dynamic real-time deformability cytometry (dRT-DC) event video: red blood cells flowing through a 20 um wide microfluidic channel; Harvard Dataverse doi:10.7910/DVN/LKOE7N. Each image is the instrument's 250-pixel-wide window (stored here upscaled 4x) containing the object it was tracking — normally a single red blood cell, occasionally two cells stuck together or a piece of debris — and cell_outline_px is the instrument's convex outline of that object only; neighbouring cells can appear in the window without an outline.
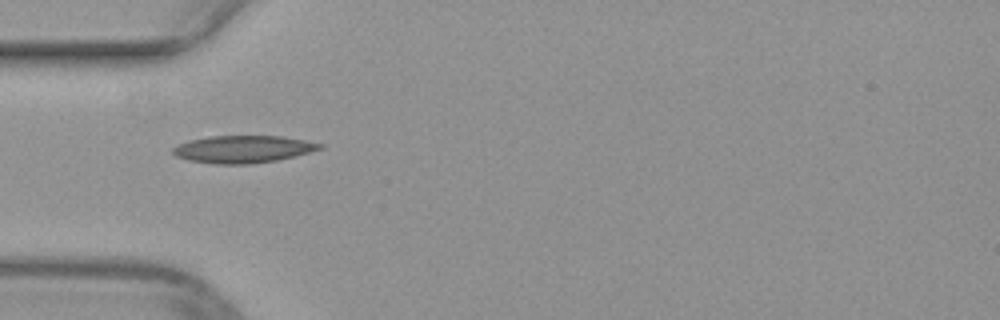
{"species": "common noctule bat (a hibernating species)", "species_latin": "Nyctalus noctula", "temperature_condition": "warm", "stored_images_in_passage": 35, "camera_frame_rate_fps": 3000, "um_per_image_px": 0.085, "animal": {"sex": "female", "body_mass_g": 29.2, "forearm_length_mm": 56.3}, "frame": {"image": 1, "passage_image": 1, "time_ms": 0.0, "image_size_px": [1000, 320], "cell_outline_px": [[324, 148], [276, 160], [252, 164], [216, 164], [188, 160], [176, 156], [172, 152], [172, 148], [188, 140], [208, 136], [280, 136], [304, 140], [324, 144]], "centroid_in_image_um": [20.63, 12.68], "position_along_channel_um": 64.4, "area_um2": 23.29}}
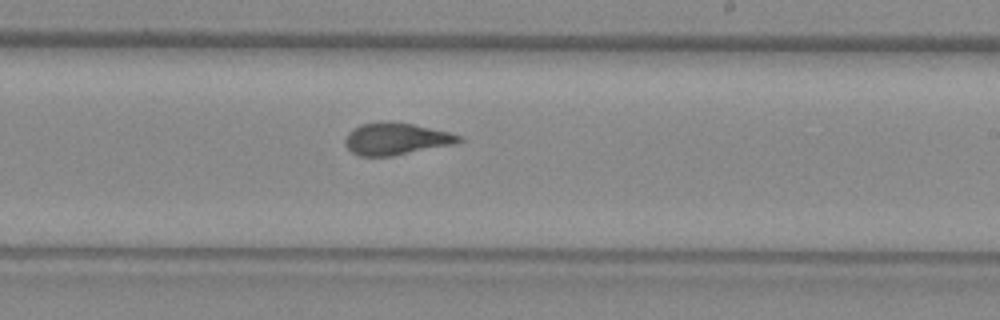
{"frame": {"image": 2, "passage_image": 15, "time_ms": 4.667, "image_size_px": [1000, 320], "cell_outline_px": [[464, 140], [456, 144], [392, 156], [360, 156], [352, 152], [344, 144], [344, 140], [348, 132], [352, 128], [360, 124], [388, 120], [412, 124], [448, 132], [460, 136]], "centroid_in_image_um": [33.64, 11.8], "position_along_channel_um": 255.4, "area_um2": 21.39}}
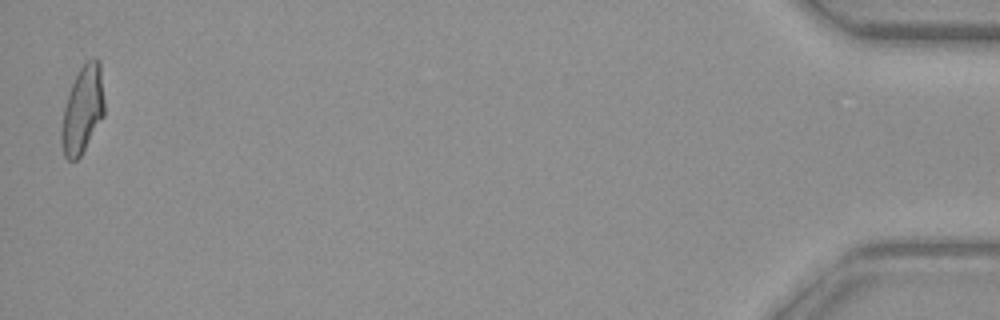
{"frame": {"image": 3, "passage_image": 35, "time_ms": 11.333, "image_size_px": [1000, 320], "cell_outline_px": [[104, 116], [80, 156], [76, 160], [68, 160], [64, 156], [60, 140], [60, 132], [64, 108], [68, 92], [80, 68], [92, 56], [96, 56], [100, 60], [104, 100]], "centroid_in_image_um": [7.02, 9.31], "position_along_channel_um": 428.2, "area_um2": 21.96}}